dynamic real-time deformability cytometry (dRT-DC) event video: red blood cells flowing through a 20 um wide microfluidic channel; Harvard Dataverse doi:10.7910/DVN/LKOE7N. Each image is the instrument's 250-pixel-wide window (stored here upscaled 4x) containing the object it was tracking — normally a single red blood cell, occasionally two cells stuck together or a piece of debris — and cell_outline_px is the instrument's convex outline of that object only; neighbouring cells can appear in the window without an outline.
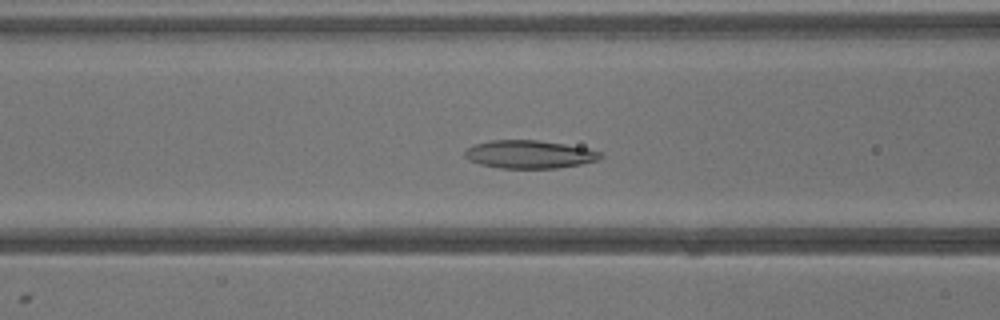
{"species": "common noctule bat (a hibernating species)", "species_latin": "Nyctalus noctula", "temperature_condition": "warm", "stored_images_in_passage": 40, "camera_frame_rate_fps": 3000, "um_per_image_px": 0.085, "animal": {"sex": "male", "body_mass_g": 13.3}, "frame": {"image": 1, "passage_image": 16, "time_ms": 5.0, "image_size_px": [1000, 320], "cell_outline_px": [[604, 156], [596, 160], [580, 164], [556, 168], [500, 168], [480, 164], [468, 160], [464, 156], [464, 152], [468, 148], [476, 144], [492, 140], [536, 140], [564, 144], [588, 148], [604, 152]], "centroid_in_image_um": [45.02, 13.12], "position_along_channel_um": 121.6, "area_um2": 22.14}}
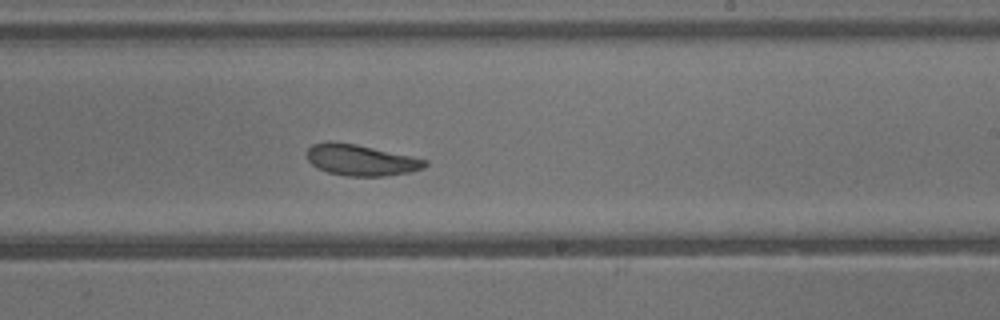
{"frame": {"image": 2, "passage_image": 24, "time_ms": 7.667, "image_size_px": [1000, 320], "cell_outline_px": [[428, 164], [424, 168], [408, 172], [384, 176], [348, 176], [328, 172], [316, 168], [308, 160], [304, 152], [312, 144], [328, 140], [356, 144], [412, 156], [428, 160]], "centroid_in_image_um": [30.63, 13.59], "position_along_channel_um": 258.4, "area_um2": 21.62}}
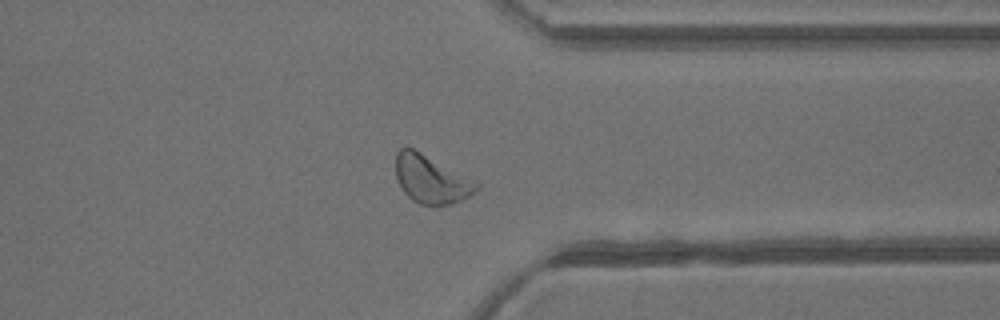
{"frame": {"image": 3, "passage_image": 31, "time_ms": 10.0, "image_size_px": [1000, 320], "cell_outline_px": [[480, 188], [468, 196], [452, 204], [420, 204], [412, 200], [400, 188], [396, 176], [396, 152], [400, 148], [412, 148], [420, 152], [480, 184]], "centroid_in_image_um": [36.61, 15.25], "position_along_channel_um": 374.8, "area_um2": 22.02}}